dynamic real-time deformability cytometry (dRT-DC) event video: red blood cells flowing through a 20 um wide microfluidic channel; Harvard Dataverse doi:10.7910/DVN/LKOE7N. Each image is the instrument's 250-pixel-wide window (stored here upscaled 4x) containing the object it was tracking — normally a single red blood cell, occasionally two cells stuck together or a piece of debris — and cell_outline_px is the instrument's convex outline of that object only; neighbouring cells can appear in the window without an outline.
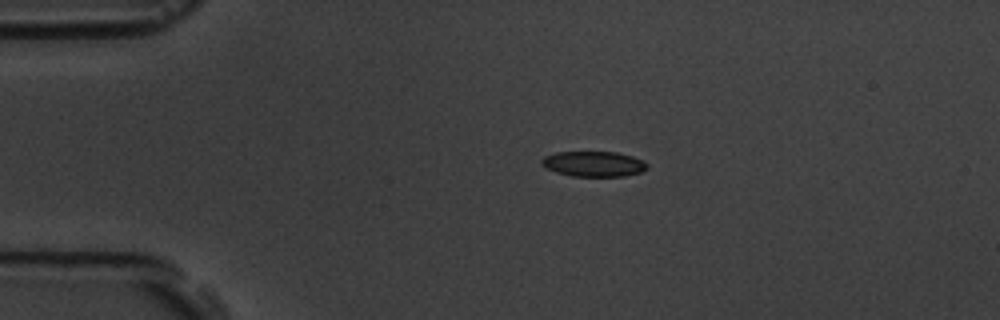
{"species": "common noctule bat (a hibernating species)", "species_latin": "Nyctalus noctula", "temperature_condition": "room temperature", "stored_images_in_passage": 14, "camera_frame_rate_fps": 3000, "um_per_image_px": 0.085, "animal": {"sex": "male", "body_mass_g": 19.5, "forearm_length_mm": 54.6}, "frame": {"image": 1, "passage_image": 3, "time_ms": 2.0, "image_size_px": [1000, 320], "cell_outline_px": [[648, 168], [640, 172], [624, 176], [572, 176], [556, 172], [540, 164], [540, 160], [544, 156], [556, 152], [616, 152], [632, 156], [648, 164]], "centroid_in_image_um": [50.44, 13.93], "position_along_channel_um": 34.6, "area_um2": 15.49}}
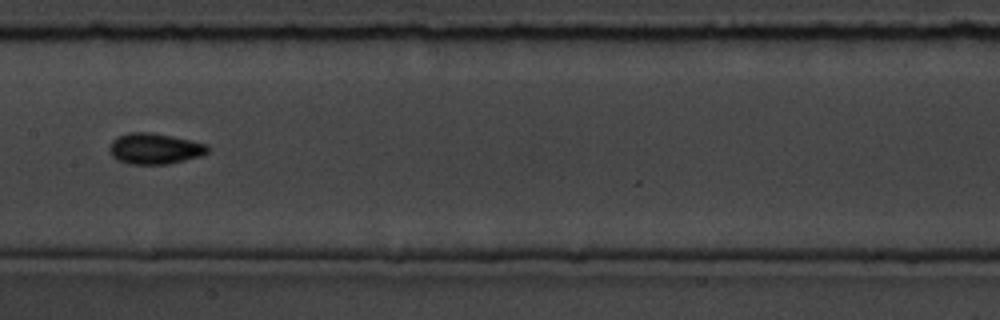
{"frame": {"image": 2, "passage_image": 7, "time_ms": 7.667, "image_size_px": [1000, 320], "cell_outline_px": [[208, 152], [200, 156], [168, 164], [128, 164], [116, 160], [112, 156], [108, 148], [112, 140], [128, 132], [152, 132], [172, 136], [208, 144]], "centroid_in_image_um": [13.12, 12.63], "position_along_channel_um": 194.3, "area_um2": 17.74}}
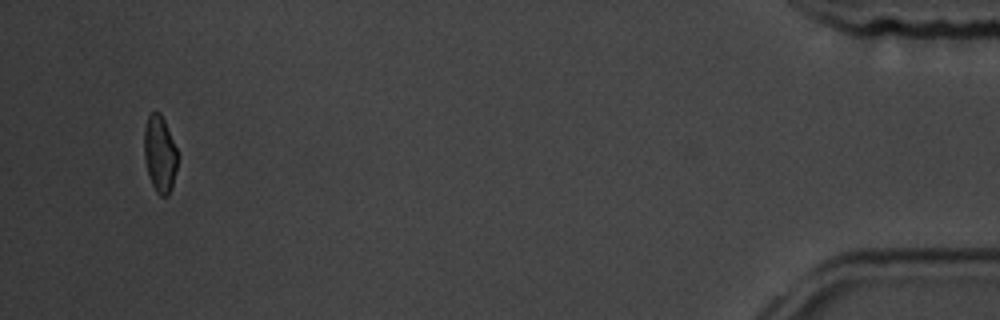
{"frame": {"image": 3, "passage_image": 14, "time_ms": 16.333, "image_size_px": [1000, 320], "cell_outline_px": [[180, 156], [172, 188], [168, 196], [160, 196], [156, 192], [152, 184], [144, 160], [144, 128], [148, 116], [152, 112], [160, 112], [164, 120]], "centroid_in_image_um": [13.61, 13.11], "position_along_channel_um": 421.6, "area_um2": 15.2}, "authors_computed_cell_mechanics": {"area_um2": 16.184, "velocity_mm_per_s": 3.5606, "shape_relaxation_time_tau1_ms": 6.2211, "shape_relaxation_time_tau2_ms": 1.3762, "deformation_change_tau1": 0.1252, "deformation_change_tau2": 0.0661}}